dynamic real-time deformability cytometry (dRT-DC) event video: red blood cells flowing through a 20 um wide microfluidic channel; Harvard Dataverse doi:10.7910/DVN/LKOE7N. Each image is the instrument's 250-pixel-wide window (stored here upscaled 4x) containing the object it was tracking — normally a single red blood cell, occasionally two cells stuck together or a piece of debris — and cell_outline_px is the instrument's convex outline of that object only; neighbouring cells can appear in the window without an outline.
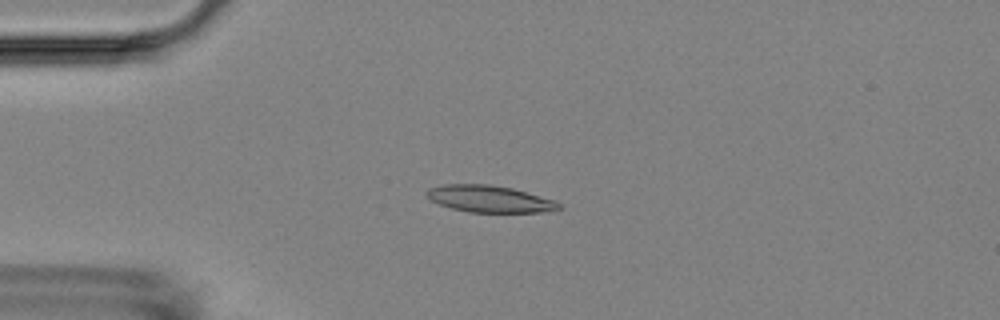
{"species": "Egyptian fruit bat (a non-hibernating species)", "species_latin": "Rousettus aegyptiacus", "temperature_condition": "room temperature", "stored_images_in_passage": 6, "camera_frame_rate_fps": 3000, "um_per_image_px": 0.085, "animal": {"sex": "female"}, "frame": {"image": 1, "passage_image": 1, "time_ms": 0.0, "image_size_px": [1000, 320], "cell_outline_px": [[560, 208], [544, 212], [468, 212], [452, 208], [440, 204], [432, 200], [428, 196], [428, 188], [444, 184], [488, 184], [512, 188], [556, 200], [560, 204]], "centroid_in_image_um": [41.64, 16.9], "position_along_channel_um": 43.4, "area_um2": 20.46}}
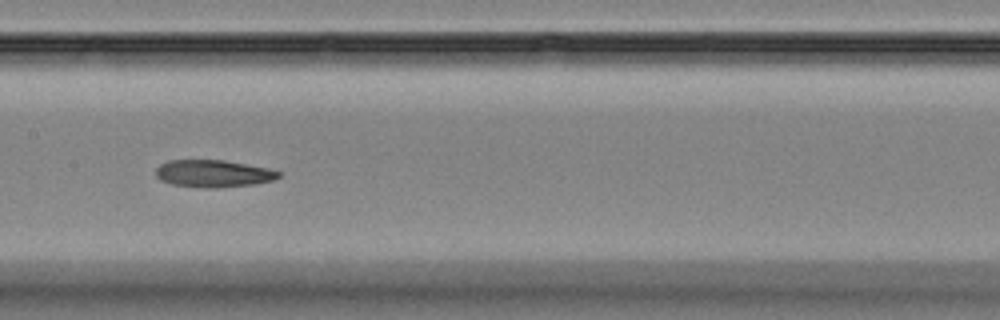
{"frame": {"image": 2, "passage_image": 5, "time_ms": 4.667, "image_size_px": [1000, 320], "cell_outline_px": [[280, 176], [272, 180], [256, 184], [220, 188], [204, 188], [172, 184], [160, 180], [156, 176], [156, 168], [160, 164], [168, 160], [224, 160], [268, 168], [280, 172]], "centroid_in_image_um": [18.12, 14.76], "position_along_channel_um": 189.3, "area_um2": 19.59}}
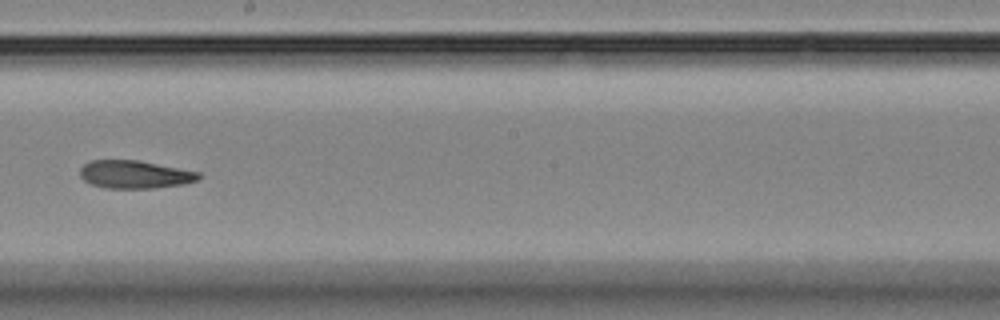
{"frame": {"image": 3, "passage_image": 6, "time_ms": 6.0, "image_size_px": [1000, 320], "cell_outline_px": [[200, 176], [196, 180], [184, 184], [152, 188], [104, 188], [92, 184], [84, 180], [80, 176], [80, 168], [84, 164], [92, 160], [140, 160], [200, 172]], "centroid_in_image_um": [11.44, 14.82], "position_along_channel_um": 236.8, "area_um2": 19.31}}